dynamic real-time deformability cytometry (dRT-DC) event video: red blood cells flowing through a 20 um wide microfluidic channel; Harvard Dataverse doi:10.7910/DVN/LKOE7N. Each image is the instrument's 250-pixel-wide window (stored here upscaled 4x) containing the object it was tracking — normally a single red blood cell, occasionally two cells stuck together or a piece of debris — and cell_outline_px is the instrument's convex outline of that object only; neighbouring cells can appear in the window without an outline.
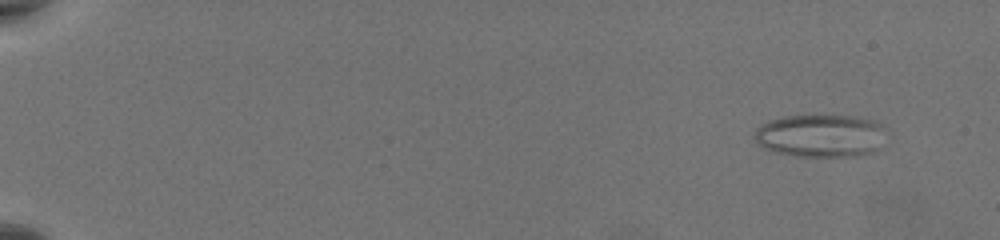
{"species": "common noctule bat (a hibernating species)", "species_latin": "Nyctalus noctula", "temperature_condition": "warm", "stored_images_in_passage": 59, "camera_frame_rate_fps": 3000, "um_per_image_px": 0.085, "animal": {"sex": "female", "body_mass_g": 19.5, "forearm_length_mm": 54.1}, "frame": {"image": 1, "passage_image": 6, "time_ms": 1.667, "image_size_px": [1000, 240], "cell_outline_px": [[880, 148], [872, 152], [852, 156], [796, 156], [776, 152], [764, 148], [756, 144], [756, 128], [760, 124], [784, 116], [856, 116], [876, 120], [880, 124]], "centroid_in_image_um": [69.69, 11.54], "position_along_channel_um": 15.3, "area_um2": 32.37}}
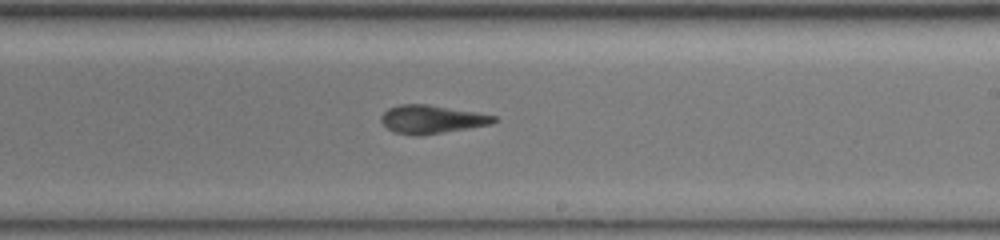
{"frame": {"image": 2, "passage_image": 39, "time_ms": 12.667, "image_size_px": [1000, 240], "cell_outline_px": [[500, 120], [492, 124], [420, 136], [416, 136], [396, 132], [388, 128], [380, 120], [380, 116], [388, 108], [400, 104], [428, 104], [476, 112], [496, 116]], "centroid_in_image_um": [36.71, 10.13], "position_along_channel_um": 252.3, "area_um2": 18.61}}
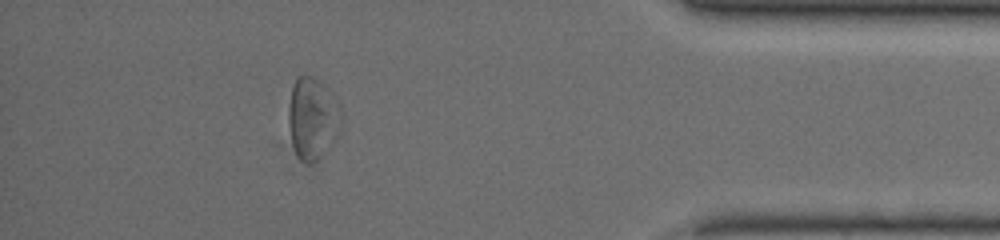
{"frame": {"image": 3, "passage_image": 54, "time_ms": 17.667, "image_size_px": [1000, 240], "cell_outline_px": [[340, 128], [336, 140], [332, 148], [328, 152], [316, 160], [308, 164], [300, 160], [296, 156], [288, 124], [288, 108], [292, 88], [296, 76], [312, 76], [328, 88], [336, 96], [340, 104]], "centroid_in_image_um": [26.59, 10.08], "position_along_channel_um": 408.6, "area_um2": 25.61}, "authors_computed_cell_mechanics": {"area_um2": 23.0044, "velocity_mm_per_s": 3.795, "shape_relaxation_time_tau1_ms": 4.4795, "shape_relaxation_time_tau2_ms": 4.4031, "deformation_change_tau1": 0.1567, "deformation_change_tau2": 0.1374}}